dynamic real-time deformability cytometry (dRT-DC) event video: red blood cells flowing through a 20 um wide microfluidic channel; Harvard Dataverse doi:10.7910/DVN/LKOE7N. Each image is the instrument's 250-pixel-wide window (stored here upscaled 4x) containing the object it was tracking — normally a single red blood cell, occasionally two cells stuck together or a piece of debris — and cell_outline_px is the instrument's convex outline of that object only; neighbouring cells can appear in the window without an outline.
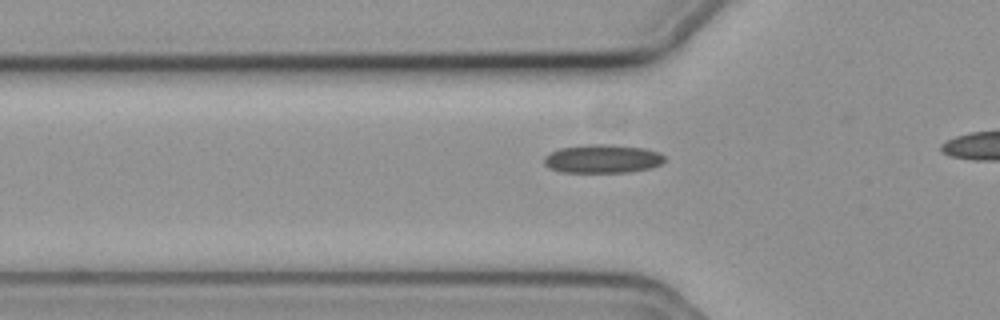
{"species": "common noctule bat (a hibernating species)", "species_latin": "Nyctalus noctula", "temperature_condition": "cold", "stored_images_in_passage": 21, "camera_frame_rate_fps": 3000, "um_per_image_px": 0.085, "animal": {"sex": "female", "body_mass_g": 19.3, "forearm_length_mm": 54.1}, "frame": {"image": 1, "passage_image": 5, "time_ms": 1.333, "image_size_px": [1000, 320], "cell_outline_px": [[668, 160], [664, 164], [652, 168], [628, 172], [560, 172], [548, 168], [544, 164], [544, 156], [560, 148], [588, 144], [612, 144], [644, 148], [660, 152]], "centroid_in_image_um": [51.27, 13.5], "position_along_channel_um": 74.5, "area_um2": 20.4}}
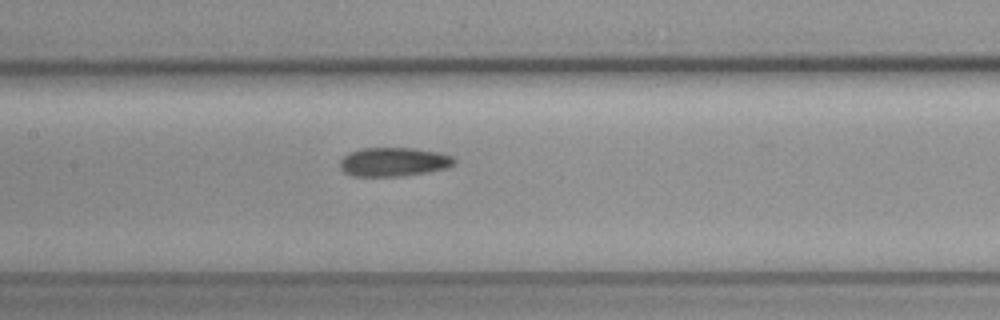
{"frame": {"image": 2, "passage_image": 13, "time_ms": 4.0, "image_size_px": [1000, 320], "cell_outline_px": [[456, 164], [448, 168], [428, 172], [400, 176], [352, 176], [344, 172], [340, 168], [340, 160], [348, 152], [360, 148], [412, 148], [440, 152], [452, 156], [456, 160]], "centroid_in_image_um": [33.48, 13.76], "position_along_channel_um": 173.9, "area_um2": 19.48}}
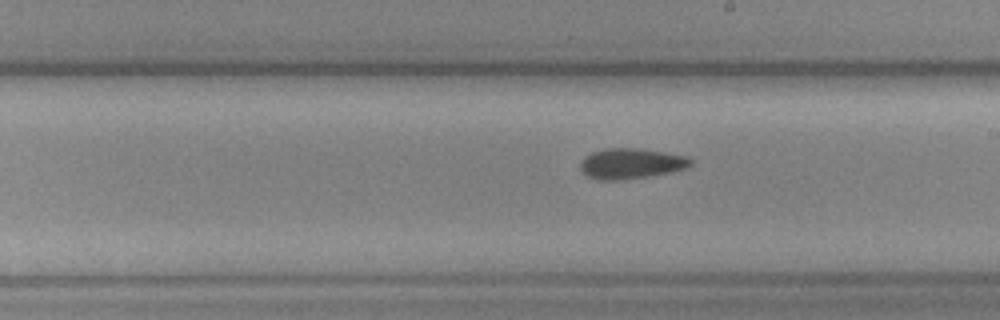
{"frame": {"image": 3, "passage_image": 18, "time_ms": 5.667, "image_size_px": [1000, 320], "cell_outline_px": [[692, 164], [688, 168], [672, 172], [648, 176], [620, 180], [596, 180], [588, 176], [580, 168], [580, 160], [584, 156], [592, 152], [604, 148], [640, 148], [688, 156], [692, 160]], "centroid_in_image_um": [53.64, 13.89], "position_along_channel_um": 235.4, "area_um2": 19.83}}